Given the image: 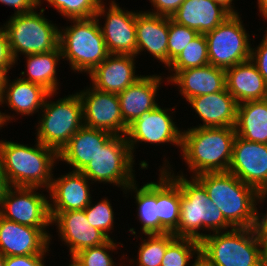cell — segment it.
Instances as JSON below:
<instances>
[{"label":"cell","mask_w":267,"mask_h":266,"mask_svg":"<svg viewBox=\"0 0 267 266\" xmlns=\"http://www.w3.org/2000/svg\"><path fill=\"white\" fill-rule=\"evenodd\" d=\"M163 156V164L158 166V171L164 170L180 188L179 222L172 234L178 238H191L201 242L211 233L233 229L221 210L210 200L204 186L195 177L188 178L184 169L175 171L169 157Z\"/></svg>","instance_id":"1"},{"label":"cell","mask_w":267,"mask_h":266,"mask_svg":"<svg viewBox=\"0 0 267 266\" xmlns=\"http://www.w3.org/2000/svg\"><path fill=\"white\" fill-rule=\"evenodd\" d=\"M34 143L0 139L2 171L10 186L49 189L54 169L62 162L58 161V153L54 149L37 140Z\"/></svg>","instance_id":"2"},{"label":"cell","mask_w":267,"mask_h":266,"mask_svg":"<svg viewBox=\"0 0 267 266\" xmlns=\"http://www.w3.org/2000/svg\"><path fill=\"white\" fill-rule=\"evenodd\" d=\"M236 137L235 128L189 127L182 129L181 157L190 177L205 172H227Z\"/></svg>","instance_id":"3"},{"label":"cell","mask_w":267,"mask_h":266,"mask_svg":"<svg viewBox=\"0 0 267 266\" xmlns=\"http://www.w3.org/2000/svg\"><path fill=\"white\" fill-rule=\"evenodd\" d=\"M208 197L233 228H253L257 190L230 172H205L195 176Z\"/></svg>","instance_id":"4"},{"label":"cell","mask_w":267,"mask_h":266,"mask_svg":"<svg viewBox=\"0 0 267 266\" xmlns=\"http://www.w3.org/2000/svg\"><path fill=\"white\" fill-rule=\"evenodd\" d=\"M71 25L60 24L59 46L62 61H67L72 73L88 75L109 55L100 26L95 17L69 19Z\"/></svg>","instance_id":"5"},{"label":"cell","mask_w":267,"mask_h":266,"mask_svg":"<svg viewBox=\"0 0 267 266\" xmlns=\"http://www.w3.org/2000/svg\"><path fill=\"white\" fill-rule=\"evenodd\" d=\"M45 9L39 4L30 12L16 15L12 13L2 23L16 66L21 62V55L47 53L59 47L60 25L47 19Z\"/></svg>","instance_id":"6"},{"label":"cell","mask_w":267,"mask_h":266,"mask_svg":"<svg viewBox=\"0 0 267 266\" xmlns=\"http://www.w3.org/2000/svg\"><path fill=\"white\" fill-rule=\"evenodd\" d=\"M58 93H49L34 123V137L43 145L57 153L68 143L69 139L84 125L82 102L78 92L54 98ZM53 98V100H52Z\"/></svg>","instance_id":"7"},{"label":"cell","mask_w":267,"mask_h":266,"mask_svg":"<svg viewBox=\"0 0 267 266\" xmlns=\"http://www.w3.org/2000/svg\"><path fill=\"white\" fill-rule=\"evenodd\" d=\"M200 253L214 266H263V244L253 228L211 233L200 242Z\"/></svg>","instance_id":"8"},{"label":"cell","mask_w":267,"mask_h":266,"mask_svg":"<svg viewBox=\"0 0 267 266\" xmlns=\"http://www.w3.org/2000/svg\"><path fill=\"white\" fill-rule=\"evenodd\" d=\"M135 160L126 137L114 135L81 172L94 186L110 184L123 192L137 180Z\"/></svg>","instance_id":"9"},{"label":"cell","mask_w":267,"mask_h":266,"mask_svg":"<svg viewBox=\"0 0 267 266\" xmlns=\"http://www.w3.org/2000/svg\"><path fill=\"white\" fill-rule=\"evenodd\" d=\"M242 14H231L214 30L205 33L209 64L227 70L250 59L251 37ZM247 30V31H246Z\"/></svg>","instance_id":"10"},{"label":"cell","mask_w":267,"mask_h":266,"mask_svg":"<svg viewBox=\"0 0 267 266\" xmlns=\"http://www.w3.org/2000/svg\"><path fill=\"white\" fill-rule=\"evenodd\" d=\"M176 107L158 105L155 109L144 112L127 129L126 139L135 158L136 149L141 145H173L181 152L182 128L173 121L176 119ZM173 110V111H172ZM173 115L175 117H173ZM141 144V145H140ZM156 145V146H155ZM138 146V147H137ZM135 153V154H134Z\"/></svg>","instance_id":"11"},{"label":"cell","mask_w":267,"mask_h":266,"mask_svg":"<svg viewBox=\"0 0 267 266\" xmlns=\"http://www.w3.org/2000/svg\"><path fill=\"white\" fill-rule=\"evenodd\" d=\"M117 3L116 0L103 1L95 18L110 54L137 57L136 10L130 11ZM101 18L104 19L103 22Z\"/></svg>","instance_id":"12"},{"label":"cell","mask_w":267,"mask_h":266,"mask_svg":"<svg viewBox=\"0 0 267 266\" xmlns=\"http://www.w3.org/2000/svg\"><path fill=\"white\" fill-rule=\"evenodd\" d=\"M47 193L48 190L39 187L11 186L1 202L0 216L21 225L49 228L51 216Z\"/></svg>","instance_id":"13"},{"label":"cell","mask_w":267,"mask_h":266,"mask_svg":"<svg viewBox=\"0 0 267 266\" xmlns=\"http://www.w3.org/2000/svg\"><path fill=\"white\" fill-rule=\"evenodd\" d=\"M84 87L77 90L84 126L125 136L128 127L121 115L118 94L100 91L90 84Z\"/></svg>","instance_id":"14"},{"label":"cell","mask_w":267,"mask_h":266,"mask_svg":"<svg viewBox=\"0 0 267 266\" xmlns=\"http://www.w3.org/2000/svg\"><path fill=\"white\" fill-rule=\"evenodd\" d=\"M10 78L11 76L7 74L0 100V108H5L7 105L9 110L13 112H6V110L2 112V109H0V122L4 127H8V124L11 122H16L21 116L31 117L34 114L36 115V113L39 114L49 94V92L40 85L22 80L20 77H16L15 79Z\"/></svg>","instance_id":"15"},{"label":"cell","mask_w":267,"mask_h":266,"mask_svg":"<svg viewBox=\"0 0 267 266\" xmlns=\"http://www.w3.org/2000/svg\"><path fill=\"white\" fill-rule=\"evenodd\" d=\"M51 226H56L58 239L67 246L70 259L79 251L102 245L109 238L88 222L85 210L50 212Z\"/></svg>","instance_id":"16"},{"label":"cell","mask_w":267,"mask_h":266,"mask_svg":"<svg viewBox=\"0 0 267 266\" xmlns=\"http://www.w3.org/2000/svg\"><path fill=\"white\" fill-rule=\"evenodd\" d=\"M49 230L21 225L0 216V254L5 257L50 254L53 234Z\"/></svg>","instance_id":"17"},{"label":"cell","mask_w":267,"mask_h":266,"mask_svg":"<svg viewBox=\"0 0 267 266\" xmlns=\"http://www.w3.org/2000/svg\"><path fill=\"white\" fill-rule=\"evenodd\" d=\"M228 172L256 190L267 187V144L236 135Z\"/></svg>","instance_id":"18"},{"label":"cell","mask_w":267,"mask_h":266,"mask_svg":"<svg viewBox=\"0 0 267 266\" xmlns=\"http://www.w3.org/2000/svg\"><path fill=\"white\" fill-rule=\"evenodd\" d=\"M54 175L48 189L50 212L83 210L90 204L94 184L81 171L68 170L59 177Z\"/></svg>","instance_id":"19"},{"label":"cell","mask_w":267,"mask_h":266,"mask_svg":"<svg viewBox=\"0 0 267 266\" xmlns=\"http://www.w3.org/2000/svg\"><path fill=\"white\" fill-rule=\"evenodd\" d=\"M163 82L167 83L165 86L169 85L164 73L144 74L118 94L121 115L127 127L141 114L159 105L158 91L163 88Z\"/></svg>","instance_id":"20"},{"label":"cell","mask_w":267,"mask_h":266,"mask_svg":"<svg viewBox=\"0 0 267 266\" xmlns=\"http://www.w3.org/2000/svg\"><path fill=\"white\" fill-rule=\"evenodd\" d=\"M137 58L149 53L151 58L168 68L169 17L136 10ZM147 52V53H146Z\"/></svg>","instance_id":"21"},{"label":"cell","mask_w":267,"mask_h":266,"mask_svg":"<svg viewBox=\"0 0 267 266\" xmlns=\"http://www.w3.org/2000/svg\"><path fill=\"white\" fill-rule=\"evenodd\" d=\"M136 59L132 55L110 54L87 75L90 85L100 91L121 93L142 76L136 70Z\"/></svg>","instance_id":"22"},{"label":"cell","mask_w":267,"mask_h":266,"mask_svg":"<svg viewBox=\"0 0 267 266\" xmlns=\"http://www.w3.org/2000/svg\"><path fill=\"white\" fill-rule=\"evenodd\" d=\"M201 128L232 127L236 125L237 102L227 89L217 93L193 97L187 101Z\"/></svg>","instance_id":"23"},{"label":"cell","mask_w":267,"mask_h":266,"mask_svg":"<svg viewBox=\"0 0 267 266\" xmlns=\"http://www.w3.org/2000/svg\"><path fill=\"white\" fill-rule=\"evenodd\" d=\"M168 83L174 87L176 85L177 93L187 102L193 97L226 89V73L224 69L208 64L181 70Z\"/></svg>","instance_id":"24"},{"label":"cell","mask_w":267,"mask_h":266,"mask_svg":"<svg viewBox=\"0 0 267 266\" xmlns=\"http://www.w3.org/2000/svg\"><path fill=\"white\" fill-rule=\"evenodd\" d=\"M113 136L83 125L58 153V161L65 162L69 170L82 171Z\"/></svg>","instance_id":"25"},{"label":"cell","mask_w":267,"mask_h":266,"mask_svg":"<svg viewBox=\"0 0 267 266\" xmlns=\"http://www.w3.org/2000/svg\"><path fill=\"white\" fill-rule=\"evenodd\" d=\"M231 14L213 0H185L171 19L205 34L214 30Z\"/></svg>","instance_id":"26"},{"label":"cell","mask_w":267,"mask_h":266,"mask_svg":"<svg viewBox=\"0 0 267 266\" xmlns=\"http://www.w3.org/2000/svg\"><path fill=\"white\" fill-rule=\"evenodd\" d=\"M226 89L237 104L267 99V83L249 59L225 70Z\"/></svg>","instance_id":"27"},{"label":"cell","mask_w":267,"mask_h":266,"mask_svg":"<svg viewBox=\"0 0 267 266\" xmlns=\"http://www.w3.org/2000/svg\"><path fill=\"white\" fill-rule=\"evenodd\" d=\"M25 59V70L18 74L22 80L42 86L49 93H58L61 84L58 79L60 60L63 59L60 46L47 53L28 54ZM59 65V66H58Z\"/></svg>","instance_id":"28"},{"label":"cell","mask_w":267,"mask_h":266,"mask_svg":"<svg viewBox=\"0 0 267 266\" xmlns=\"http://www.w3.org/2000/svg\"><path fill=\"white\" fill-rule=\"evenodd\" d=\"M139 182L134 181L124 191L123 196L129 199L133 196L136 204L135 218L139 221L140 233L159 234V219L157 205V181ZM138 183V184H137ZM132 193V194H131ZM125 194V195H124ZM130 195V196H129Z\"/></svg>","instance_id":"29"},{"label":"cell","mask_w":267,"mask_h":266,"mask_svg":"<svg viewBox=\"0 0 267 266\" xmlns=\"http://www.w3.org/2000/svg\"><path fill=\"white\" fill-rule=\"evenodd\" d=\"M234 128L244 140L267 144V99L238 104Z\"/></svg>","instance_id":"30"},{"label":"cell","mask_w":267,"mask_h":266,"mask_svg":"<svg viewBox=\"0 0 267 266\" xmlns=\"http://www.w3.org/2000/svg\"><path fill=\"white\" fill-rule=\"evenodd\" d=\"M157 178V205L159 234L173 233L179 222L180 188L164 171L159 170Z\"/></svg>","instance_id":"31"},{"label":"cell","mask_w":267,"mask_h":266,"mask_svg":"<svg viewBox=\"0 0 267 266\" xmlns=\"http://www.w3.org/2000/svg\"><path fill=\"white\" fill-rule=\"evenodd\" d=\"M128 231L131 237L134 235L135 240L140 239V243L137 246L136 258L132 254V259L125 253V261L127 262L125 266H134L135 264V266H161L167 246L176 238L172 233L143 234V237L142 234L136 232L134 227L129 228ZM137 234L139 235L137 236Z\"/></svg>","instance_id":"32"},{"label":"cell","mask_w":267,"mask_h":266,"mask_svg":"<svg viewBox=\"0 0 267 266\" xmlns=\"http://www.w3.org/2000/svg\"><path fill=\"white\" fill-rule=\"evenodd\" d=\"M121 247L124 249L125 245L119 241L117 242L116 239H109L102 245L79 251L71 260L77 266H125V252H121L122 255L118 259L120 262L116 263V258L115 261L113 260L114 255L119 253L117 250Z\"/></svg>","instance_id":"33"},{"label":"cell","mask_w":267,"mask_h":266,"mask_svg":"<svg viewBox=\"0 0 267 266\" xmlns=\"http://www.w3.org/2000/svg\"><path fill=\"white\" fill-rule=\"evenodd\" d=\"M209 64L208 45L204 34L194 38L184 50L170 63L168 75L169 81L177 72L188 68L202 67Z\"/></svg>","instance_id":"34"},{"label":"cell","mask_w":267,"mask_h":266,"mask_svg":"<svg viewBox=\"0 0 267 266\" xmlns=\"http://www.w3.org/2000/svg\"><path fill=\"white\" fill-rule=\"evenodd\" d=\"M44 1L48 3L46 7H53L63 19L69 20L95 17L105 0H39V4L43 6Z\"/></svg>","instance_id":"35"},{"label":"cell","mask_w":267,"mask_h":266,"mask_svg":"<svg viewBox=\"0 0 267 266\" xmlns=\"http://www.w3.org/2000/svg\"><path fill=\"white\" fill-rule=\"evenodd\" d=\"M199 253V241L191 238L176 237L167 246L161 266H191Z\"/></svg>","instance_id":"36"},{"label":"cell","mask_w":267,"mask_h":266,"mask_svg":"<svg viewBox=\"0 0 267 266\" xmlns=\"http://www.w3.org/2000/svg\"><path fill=\"white\" fill-rule=\"evenodd\" d=\"M88 222L92 227L102 231L109 239H115L112 233L115 231L116 220L111 199L101 198L99 201L91 200L90 204L84 209ZM110 233V234H109Z\"/></svg>","instance_id":"37"},{"label":"cell","mask_w":267,"mask_h":266,"mask_svg":"<svg viewBox=\"0 0 267 266\" xmlns=\"http://www.w3.org/2000/svg\"><path fill=\"white\" fill-rule=\"evenodd\" d=\"M199 34L191 28L177 24L169 17L168 66Z\"/></svg>","instance_id":"38"},{"label":"cell","mask_w":267,"mask_h":266,"mask_svg":"<svg viewBox=\"0 0 267 266\" xmlns=\"http://www.w3.org/2000/svg\"><path fill=\"white\" fill-rule=\"evenodd\" d=\"M266 202L267 187L257 190L255 222L253 225V230L256 234V237L263 244V246L267 244V208L265 207V213H263V211L260 212L259 210L263 209L261 206L264 207V203Z\"/></svg>","instance_id":"39"},{"label":"cell","mask_w":267,"mask_h":266,"mask_svg":"<svg viewBox=\"0 0 267 266\" xmlns=\"http://www.w3.org/2000/svg\"><path fill=\"white\" fill-rule=\"evenodd\" d=\"M264 33L263 39H260L261 41L258 45L256 44L254 46L255 41L254 39L252 40L251 45L253 46H251L250 60L257 67L267 83V27L265 28Z\"/></svg>","instance_id":"40"},{"label":"cell","mask_w":267,"mask_h":266,"mask_svg":"<svg viewBox=\"0 0 267 266\" xmlns=\"http://www.w3.org/2000/svg\"><path fill=\"white\" fill-rule=\"evenodd\" d=\"M16 61L11 53L8 37L0 24V70L6 75L15 68Z\"/></svg>","instance_id":"41"},{"label":"cell","mask_w":267,"mask_h":266,"mask_svg":"<svg viewBox=\"0 0 267 266\" xmlns=\"http://www.w3.org/2000/svg\"><path fill=\"white\" fill-rule=\"evenodd\" d=\"M149 3H151L150 10H145L146 12L160 15V16H166V17H172L173 14L178 10L180 5L185 0H148Z\"/></svg>","instance_id":"42"},{"label":"cell","mask_w":267,"mask_h":266,"mask_svg":"<svg viewBox=\"0 0 267 266\" xmlns=\"http://www.w3.org/2000/svg\"><path fill=\"white\" fill-rule=\"evenodd\" d=\"M49 254H31L24 256H6L5 266H46Z\"/></svg>","instance_id":"43"},{"label":"cell","mask_w":267,"mask_h":266,"mask_svg":"<svg viewBox=\"0 0 267 266\" xmlns=\"http://www.w3.org/2000/svg\"><path fill=\"white\" fill-rule=\"evenodd\" d=\"M0 3L13 8L16 15L32 11L39 5V0H0Z\"/></svg>","instance_id":"44"},{"label":"cell","mask_w":267,"mask_h":266,"mask_svg":"<svg viewBox=\"0 0 267 266\" xmlns=\"http://www.w3.org/2000/svg\"><path fill=\"white\" fill-rule=\"evenodd\" d=\"M10 187L7 177L2 171V162L0 158V205Z\"/></svg>","instance_id":"45"},{"label":"cell","mask_w":267,"mask_h":266,"mask_svg":"<svg viewBox=\"0 0 267 266\" xmlns=\"http://www.w3.org/2000/svg\"><path fill=\"white\" fill-rule=\"evenodd\" d=\"M217 4L221 5L223 8H225L230 14H239L241 11L235 7V0H213ZM233 4V5H232ZM239 11V12H238Z\"/></svg>","instance_id":"46"},{"label":"cell","mask_w":267,"mask_h":266,"mask_svg":"<svg viewBox=\"0 0 267 266\" xmlns=\"http://www.w3.org/2000/svg\"><path fill=\"white\" fill-rule=\"evenodd\" d=\"M256 3L259 11L258 16L263 18L264 23L265 20L267 22V0H257Z\"/></svg>","instance_id":"47"},{"label":"cell","mask_w":267,"mask_h":266,"mask_svg":"<svg viewBox=\"0 0 267 266\" xmlns=\"http://www.w3.org/2000/svg\"><path fill=\"white\" fill-rule=\"evenodd\" d=\"M191 266H214L206 257L201 253L193 260Z\"/></svg>","instance_id":"48"},{"label":"cell","mask_w":267,"mask_h":266,"mask_svg":"<svg viewBox=\"0 0 267 266\" xmlns=\"http://www.w3.org/2000/svg\"><path fill=\"white\" fill-rule=\"evenodd\" d=\"M5 77H6V74L2 70H0V100H1V96H2L3 84H4Z\"/></svg>","instance_id":"49"},{"label":"cell","mask_w":267,"mask_h":266,"mask_svg":"<svg viewBox=\"0 0 267 266\" xmlns=\"http://www.w3.org/2000/svg\"><path fill=\"white\" fill-rule=\"evenodd\" d=\"M263 266H267V244L263 246Z\"/></svg>","instance_id":"50"},{"label":"cell","mask_w":267,"mask_h":266,"mask_svg":"<svg viewBox=\"0 0 267 266\" xmlns=\"http://www.w3.org/2000/svg\"><path fill=\"white\" fill-rule=\"evenodd\" d=\"M0 266H5V256L0 254Z\"/></svg>","instance_id":"51"},{"label":"cell","mask_w":267,"mask_h":266,"mask_svg":"<svg viewBox=\"0 0 267 266\" xmlns=\"http://www.w3.org/2000/svg\"><path fill=\"white\" fill-rule=\"evenodd\" d=\"M67 264H68L67 266H77L71 259L69 260V263Z\"/></svg>","instance_id":"52"},{"label":"cell","mask_w":267,"mask_h":266,"mask_svg":"<svg viewBox=\"0 0 267 266\" xmlns=\"http://www.w3.org/2000/svg\"><path fill=\"white\" fill-rule=\"evenodd\" d=\"M4 129V127L2 126L1 122H0V131Z\"/></svg>","instance_id":"53"}]
</instances>
